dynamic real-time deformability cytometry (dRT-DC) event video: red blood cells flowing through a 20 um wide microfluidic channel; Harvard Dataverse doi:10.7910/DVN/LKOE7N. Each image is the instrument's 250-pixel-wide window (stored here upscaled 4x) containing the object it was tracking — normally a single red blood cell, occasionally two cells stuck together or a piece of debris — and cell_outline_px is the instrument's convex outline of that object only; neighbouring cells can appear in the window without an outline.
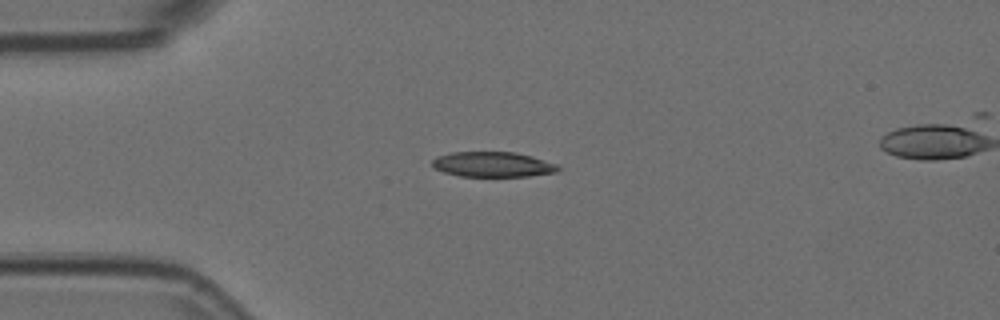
{"species": "Egyptian fruit bat (a non-hibernating species)", "species_latin": "Rousettus aegyptiacus", "temperature_condition": "room temperature", "stored_images_in_passage": 42, "camera_frame_rate_fps": 3000, "um_per_image_px": 0.085, "animal": {"sex": "female"}, "frame": {"image": 1, "passage_image": 1, "time_ms": 0.0, "image_size_px": [1000, 320], "cell_outline_px": [[560, 168], [556, 172], [528, 176], [460, 176], [444, 172], [432, 168], [432, 160], [436, 156], [452, 152], [516, 152], [532, 156], [556, 164]], "centroid_in_image_um": [41.85, 13.97], "position_along_channel_um": 43.2, "area_um2": 18.44}}
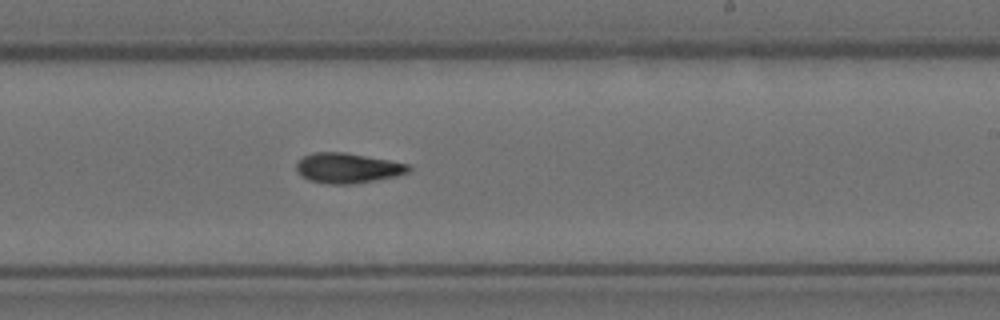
{"frame": {"image": 2, "passage_image": 20, "time_ms": 6.333, "image_size_px": [1000, 320], "cell_outline_px": [[412, 168], [408, 172], [396, 176], [376, 180], [352, 184], [328, 184], [308, 180], [300, 176], [296, 172], [296, 164], [304, 156], [312, 152], [344, 152], [388, 160], [408, 164]], "centroid_in_image_um": [29.51, 14.29], "position_along_channel_um": 259.5, "area_um2": 19.71}}
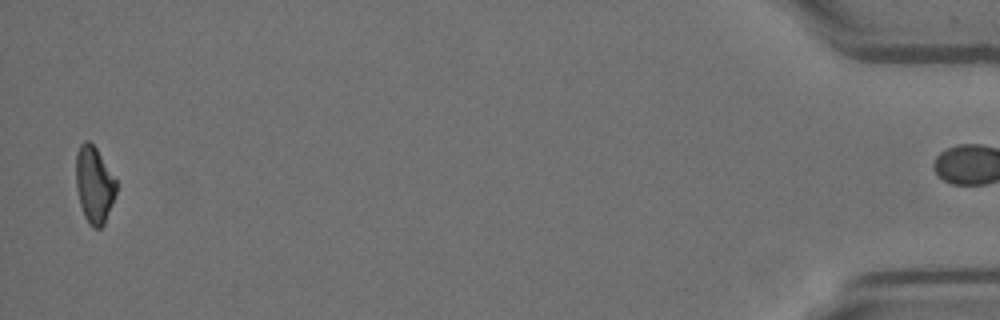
{"frame": {"image": 3, "passage_image": 41, "time_ms": 13.333, "image_size_px": [1000, 320], "cell_outline_px": [[116, 192], [112, 204], [104, 224], [100, 228], [92, 228], [88, 224], [84, 216], [80, 204], [76, 188], [76, 152], [80, 144], [84, 140], [88, 140], [96, 148], [116, 180]], "centroid_in_image_um": [7.99, 15.71], "position_along_channel_um": 427.2, "area_um2": 17.98}}